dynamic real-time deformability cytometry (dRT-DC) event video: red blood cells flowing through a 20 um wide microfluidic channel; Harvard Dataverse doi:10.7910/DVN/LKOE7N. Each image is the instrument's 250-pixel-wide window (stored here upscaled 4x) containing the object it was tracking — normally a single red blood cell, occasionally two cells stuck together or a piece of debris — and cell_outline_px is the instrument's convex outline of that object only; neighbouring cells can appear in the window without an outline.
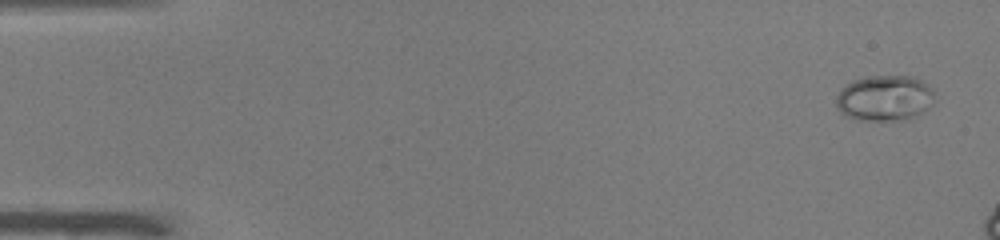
{"species": "common noctule bat (a hibernating species)", "species_latin": "Nyctalus noctula", "temperature_condition": "warm", "stored_images_in_passage": 11, "camera_frame_rate_fps": 3000, "um_per_image_px": 0.085, "animal": {"sex": "male", "body_mass_g": 19.0, "forearm_length_mm": 50.8}, "frame": {"image": 1, "passage_image": 1, "time_ms": 0.0, "image_size_px": [1000, 240], "cell_outline_px": [[932, 104], [928, 108], [916, 116], [908, 120], [856, 120], [844, 116], [836, 108], [836, 96], [844, 84], [852, 80], [864, 76], [916, 76], [928, 84], [932, 88]], "centroid_in_image_um": [75.15, 8.33], "position_along_channel_um": 9.8, "area_um2": 26.7}}